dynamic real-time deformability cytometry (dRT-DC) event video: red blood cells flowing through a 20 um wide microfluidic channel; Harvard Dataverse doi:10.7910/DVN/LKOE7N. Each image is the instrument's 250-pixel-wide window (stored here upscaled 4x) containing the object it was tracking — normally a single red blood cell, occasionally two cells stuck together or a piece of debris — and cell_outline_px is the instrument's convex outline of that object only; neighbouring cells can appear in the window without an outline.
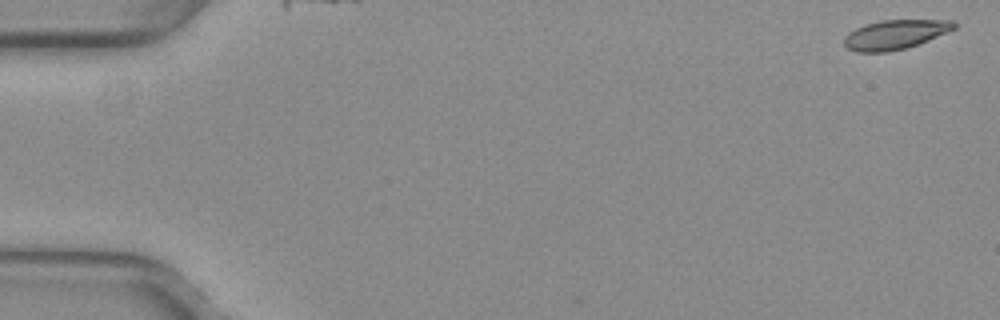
{"species": "common noctule bat (a hibernating species)", "species_latin": "Nyctalus noctula", "temperature_condition": "warm", "stored_images_in_passage": 16, "camera_frame_rate_fps": 3000, "um_per_image_px": 0.085, "animal": {"sex": "female", "body_mass_g": 29.2, "forearm_length_mm": 56.3}, "frame": {"image": 1, "passage_image": 1, "time_ms": 0.0, "image_size_px": [1000, 320], "cell_outline_px": [[956, 28], [928, 40], [908, 48], [888, 52], [856, 52], [848, 48], [844, 44], [844, 36], [848, 32], [864, 24], [880, 20], [952, 20], [956, 24]], "centroid_in_image_um": [76.06, 2.94], "position_along_channel_um": 8.9, "area_um2": 18.9}}
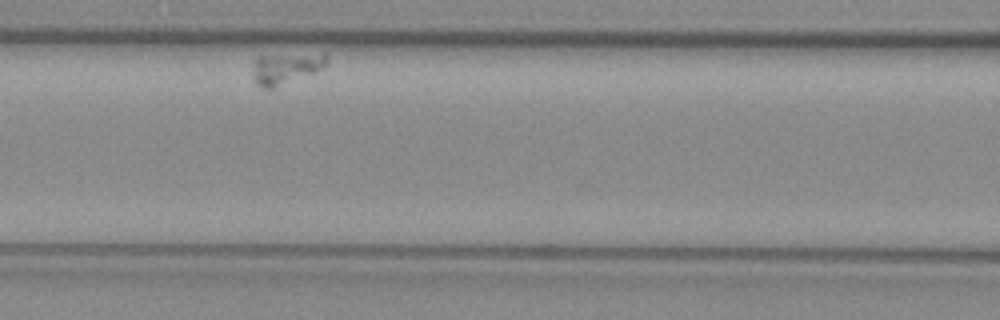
{"frame": {"image": 2, "passage_image": 12, "time_ms": 3.667, "image_size_px": [1000, 320], "cell_outline_px": [[328, 60], [316, 72], [272, 88], [264, 88], [256, 84], [256, 56], [324, 52]], "centroid_in_image_um": [24.37, 5.76], "position_along_channel_um": 142.2, "area_um2": 13.06}}
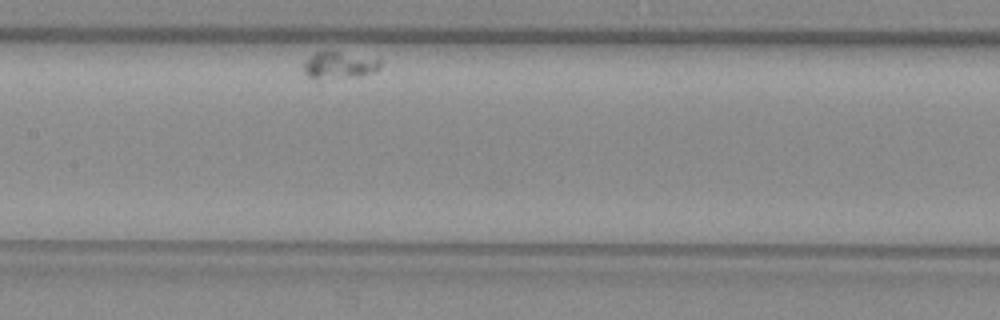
{"frame": {"image": 3, "passage_image": 16, "time_ms": 5.0, "image_size_px": [1000, 320], "cell_outline_px": [[380, 68], [376, 72], [360, 76], [304, 76], [304, 60], [320, 48], [328, 48], [380, 60]], "centroid_in_image_um": [28.81, 5.44], "position_along_channel_um": 178.6, "area_um2": 12.02}}